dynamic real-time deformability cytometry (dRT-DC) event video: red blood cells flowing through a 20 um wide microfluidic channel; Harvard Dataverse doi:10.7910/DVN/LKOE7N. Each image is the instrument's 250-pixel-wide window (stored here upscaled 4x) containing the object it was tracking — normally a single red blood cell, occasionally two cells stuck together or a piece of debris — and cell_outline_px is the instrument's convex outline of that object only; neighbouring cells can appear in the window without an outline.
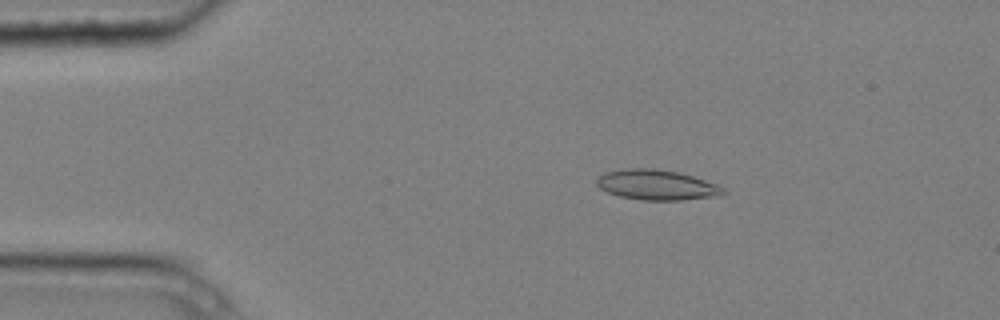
{"species": "common noctule bat (a hibernating species)", "species_latin": "Nyctalus noctula", "temperature_condition": "cold", "stored_images_in_passage": 6, "camera_frame_rate_fps": 3000, "um_per_image_px": 0.085, "animal": {"sex": "male", "body_mass_g": 20.4}, "frame": {"image": 1, "passage_image": 2, "time_ms": 0.333, "image_size_px": [1000, 320], "cell_outline_px": [[728, 192], [720, 196], [680, 200], [640, 200], [620, 196], [608, 192], [600, 188], [596, 184], [596, 180], [604, 172], [624, 168], [652, 168], [676, 172], [692, 176], [716, 184], [724, 188]], "centroid_in_image_um": [55.82, 15.72], "position_along_channel_um": 29.2, "area_um2": 22.25}}
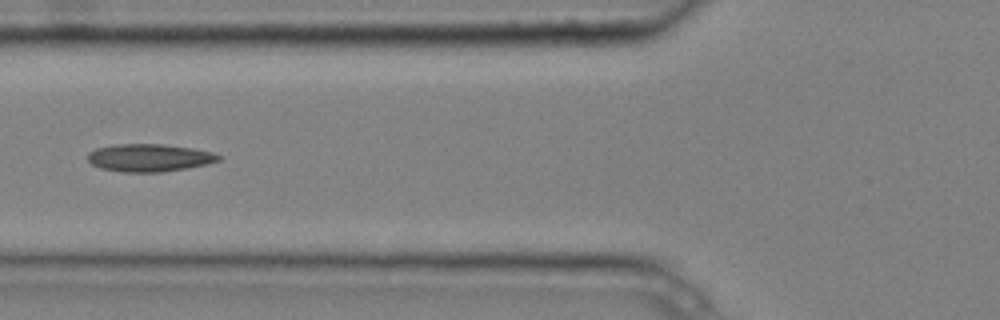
{"frame": {"image": 2, "passage_image": 5, "time_ms": 1.333, "image_size_px": [1000, 320], "cell_outline_px": [[220, 160], [208, 164], [188, 168], [160, 172], [124, 172], [100, 168], [92, 164], [88, 160], [88, 152], [96, 148], [112, 144], [160, 144], [192, 148], [212, 152], [220, 156]], "centroid_in_image_um": [12.67, 13.41], "position_along_channel_um": 113.1, "area_um2": 21.1}}
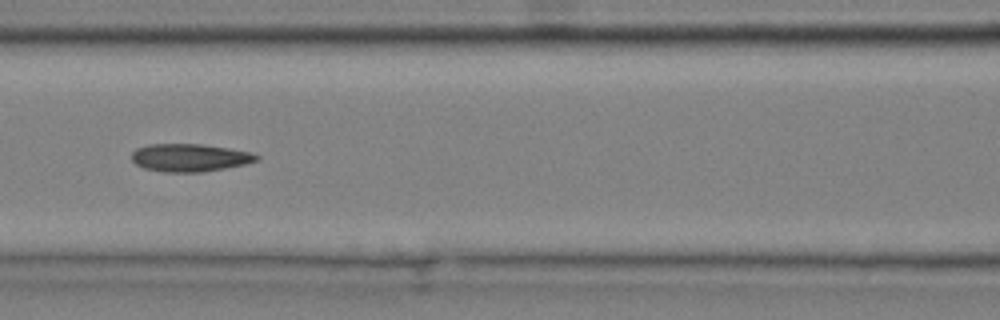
{"frame": {"image": 3, "passage_image": 6, "time_ms": 1.667, "image_size_px": [1000, 320], "cell_outline_px": [[260, 156], [256, 160], [244, 164], [204, 172], [164, 172], [144, 168], [136, 164], [132, 160], [132, 152], [136, 148], [148, 144], [200, 144], [228, 148], [252, 152]], "centroid_in_image_um": [16.1, 13.4], "position_along_channel_um": 150.5, "area_um2": 20.17}}